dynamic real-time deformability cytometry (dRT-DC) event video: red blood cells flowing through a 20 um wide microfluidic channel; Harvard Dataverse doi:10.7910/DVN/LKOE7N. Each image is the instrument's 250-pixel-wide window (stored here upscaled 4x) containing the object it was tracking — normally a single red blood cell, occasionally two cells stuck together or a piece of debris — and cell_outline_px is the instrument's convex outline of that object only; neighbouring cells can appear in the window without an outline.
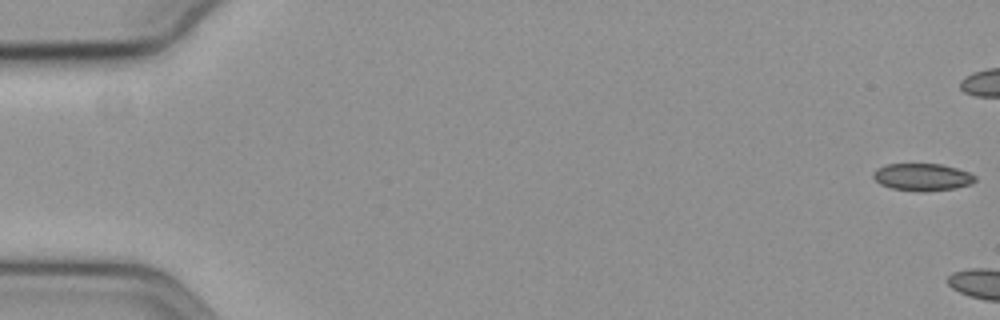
{"species": "common noctule bat (a hibernating species)", "species_latin": "Nyctalus noctula", "temperature_condition": "cold", "stored_images_in_passage": 6, "camera_frame_rate_fps": 3000, "um_per_image_px": 0.085, "animal": {"sex": "female", "body_mass_g": 19.3, "forearm_length_mm": 54.1}, "frame": {"image": 1, "passage_image": 1, "time_ms": 0.0, "image_size_px": [1000, 320], "cell_outline_px": [[976, 180], [972, 184], [956, 188], [924, 192], [920, 192], [892, 188], [880, 184], [872, 176], [872, 172], [876, 168], [888, 164], [940, 164], [956, 168], [968, 172], [976, 176]], "centroid_in_image_um": [78.4, 15.06], "position_along_channel_um": 6.6, "area_um2": 16.3}}